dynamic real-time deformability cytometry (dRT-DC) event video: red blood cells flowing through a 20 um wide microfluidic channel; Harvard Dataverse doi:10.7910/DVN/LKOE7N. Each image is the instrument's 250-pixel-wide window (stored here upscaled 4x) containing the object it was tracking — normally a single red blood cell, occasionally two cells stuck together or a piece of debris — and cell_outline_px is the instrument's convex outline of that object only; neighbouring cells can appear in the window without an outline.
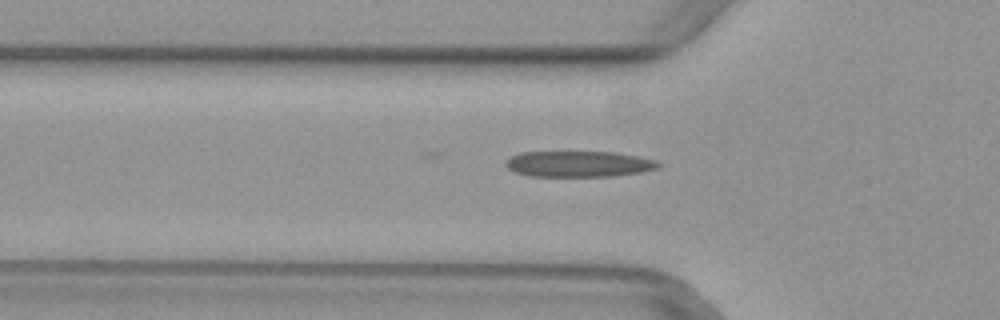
{"species": "common noctule bat (a hibernating species)", "species_latin": "Nyctalus noctula", "temperature_condition": "warm", "stored_images_in_passage": 48, "camera_frame_rate_fps": 3000, "um_per_image_px": 0.085, "animal": {"sex": "female", "body_mass_g": 29.2, "forearm_length_mm": 56.3}, "frame": {"image": 1, "passage_image": 15, "time_ms": 4.667, "image_size_px": [1000, 320], "cell_outline_px": [[664, 164], [656, 168], [640, 172], [612, 176], [528, 176], [516, 172], [508, 168], [504, 164], [512, 156], [520, 152], [616, 152], [640, 156], [656, 160]], "centroid_in_image_um": [49.23, 13.93], "position_along_channel_um": 76.6, "area_um2": 23.06}}
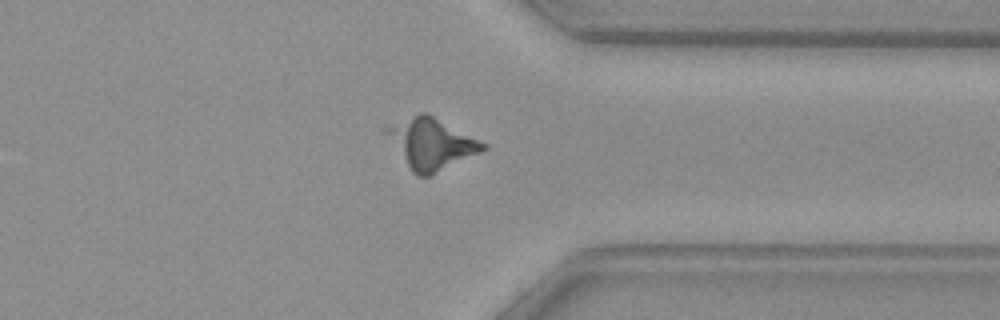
{"frame": {"image": 2, "passage_image": 37, "time_ms": 12.0, "image_size_px": [1000, 320], "cell_outline_px": [[488, 148], [480, 152], [428, 176], [416, 176], [412, 172], [384, 132], [384, 128], [388, 124], [420, 112], [428, 112], [488, 144]], "centroid_in_image_um": [36.65, 12.16], "position_along_channel_um": 374.8, "area_um2": 28.44}}
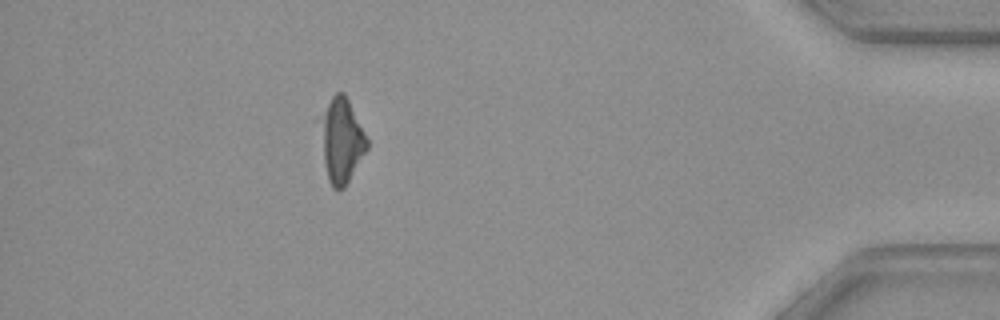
{"frame": {"image": 3, "passage_image": 43, "time_ms": 14.0, "image_size_px": [1000, 320], "cell_outline_px": [[368, 148], [344, 188], [332, 188], [328, 180], [316, 120], [332, 96], [336, 92], [344, 92], [368, 140]], "centroid_in_image_um": [28.97, 11.9], "position_along_channel_um": 406.2, "area_um2": 23.12}}